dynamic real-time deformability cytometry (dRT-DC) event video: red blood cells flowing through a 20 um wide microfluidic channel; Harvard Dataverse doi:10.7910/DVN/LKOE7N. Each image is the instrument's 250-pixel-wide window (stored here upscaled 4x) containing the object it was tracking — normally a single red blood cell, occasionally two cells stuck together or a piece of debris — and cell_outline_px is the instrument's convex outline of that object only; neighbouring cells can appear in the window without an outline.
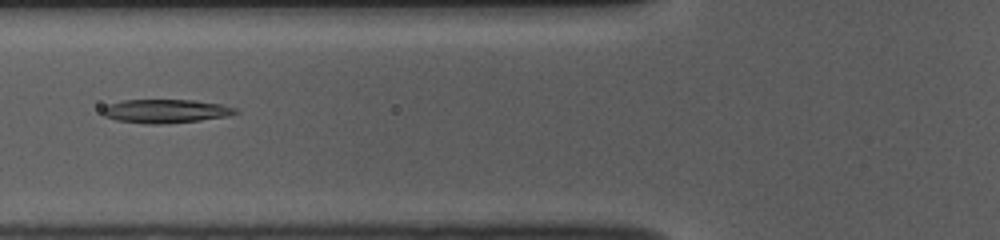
{"species": "common noctule bat (a hibernating species)", "species_latin": "Nyctalus noctula", "temperature_condition": "room temperature", "stored_images_in_passage": 53, "camera_frame_rate_fps": 3000, "um_per_image_px": 0.085, "animal": {"sex": "female", "body_mass_g": 10.0, "forearm_length_mm": 53.1}, "frame": {"image": 1, "passage_image": 20, "time_ms": 6.333, "image_size_px": [1000, 240], "cell_outline_px": [[240, 112], [228, 116], [200, 120], [160, 124], [144, 124], [116, 120], [104, 116], [100, 112], [108, 104], [124, 100], [192, 100], [220, 104], [236, 108]], "centroid_in_image_um": [14.06, 9.45], "position_along_channel_um": 111.7, "area_um2": 18.32}}
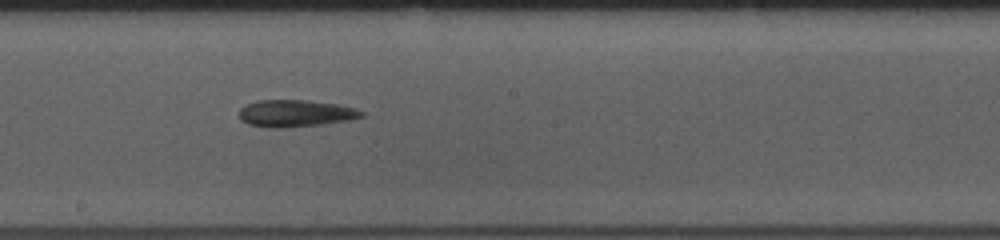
{"frame": {"image": 2, "passage_image": 29, "time_ms": 9.333, "image_size_px": [1000, 240], "cell_outline_px": [[364, 116], [348, 120], [320, 124], [284, 128], [272, 128], [248, 124], [240, 120], [240, 108], [256, 100], [304, 100], [336, 104], [356, 108], [364, 112]], "centroid_in_image_um": [25.1, 9.63], "position_along_channel_um": 223.1, "area_um2": 19.13}}
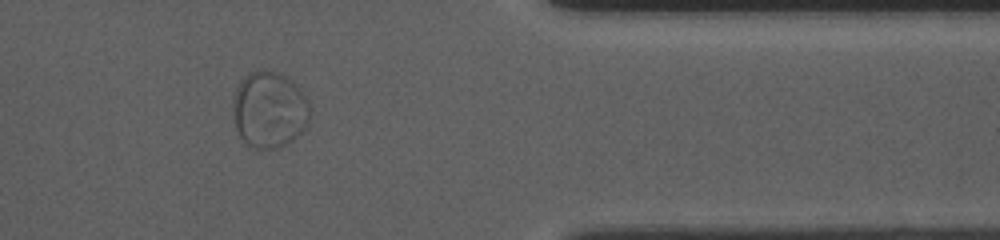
{"frame": {"image": 3, "passage_image": 44, "time_ms": 14.333, "image_size_px": [1000, 240], "cell_outline_px": [[312, 112], [308, 124], [292, 140], [280, 148], [256, 148], [248, 144], [240, 136], [236, 128], [232, 116], [232, 96], [240, 80], [248, 72], [276, 72], [284, 76], [308, 100], [312, 108]], "centroid_in_image_um": [22.86, 9.35], "position_along_channel_um": 388.5, "area_um2": 34.1}}